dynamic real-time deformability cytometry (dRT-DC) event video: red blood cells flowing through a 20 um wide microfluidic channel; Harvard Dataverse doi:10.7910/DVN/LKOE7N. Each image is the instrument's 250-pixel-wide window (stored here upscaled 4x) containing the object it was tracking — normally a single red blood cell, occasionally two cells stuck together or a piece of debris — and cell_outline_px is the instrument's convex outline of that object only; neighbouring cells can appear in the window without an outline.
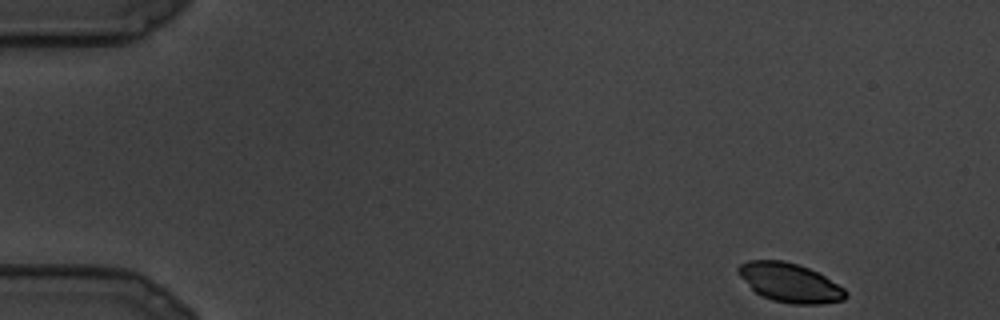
{"species": "common noctule bat (a hibernating species)", "species_latin": "Nyctalus noctula", "temperature_condition": "cold", "stored_images_in_passage": 7, "camera_frame_rate_fps": 3000, "um_per_image_px": 0.085, "animal": {"sex": "male", "body_mass_g": 19.5, "forearm_length_mm": 54.6}, "frame": {"image": 1, "passage_image": 1, "time_ms": 0.0, "image_size_px": [1000, 320], "cell_outline_px": [[848, 296], [844, 300], [820, 304], [792, 304], [772, 300], [756, 292], [736, 272], [736, 268], [740, 264], [748, 260], [784, 260], [808, 268], [824, 276], [844, 288], [848, 292]], "centroid_in_image_um": [67.14, 24.03], "position_along_channel_um": 17.9, "area_um2": 24.28}}
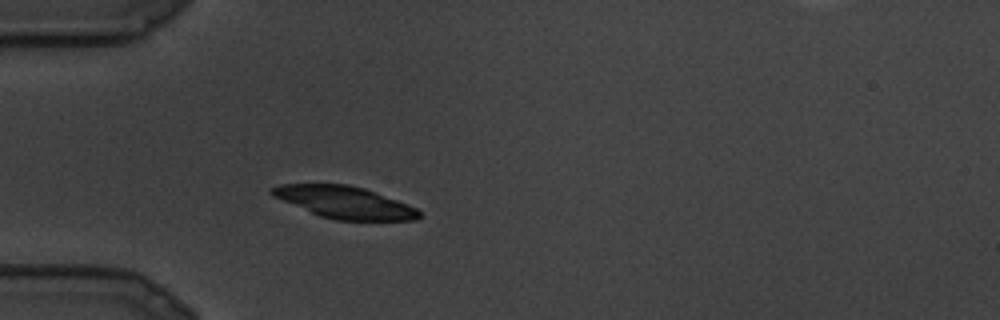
{"frame": {"image": 2, "passage_image": 7, "time_ms": 2.0, "image_size_px": [1000, 320], "cell_outline_px": [[420, 216], [416, 220], [336, 220], [320, 216], [272, 196], [268, 192], [268, 188], [280, 184], [348, 184], [364, 188], [376, 192], [408, 204], [416, 208], [420, 212]], "centroid_in_image_um": [29.26, 17.19], "position_along_channel_um": 55.7, "area_um2": 27.46}}